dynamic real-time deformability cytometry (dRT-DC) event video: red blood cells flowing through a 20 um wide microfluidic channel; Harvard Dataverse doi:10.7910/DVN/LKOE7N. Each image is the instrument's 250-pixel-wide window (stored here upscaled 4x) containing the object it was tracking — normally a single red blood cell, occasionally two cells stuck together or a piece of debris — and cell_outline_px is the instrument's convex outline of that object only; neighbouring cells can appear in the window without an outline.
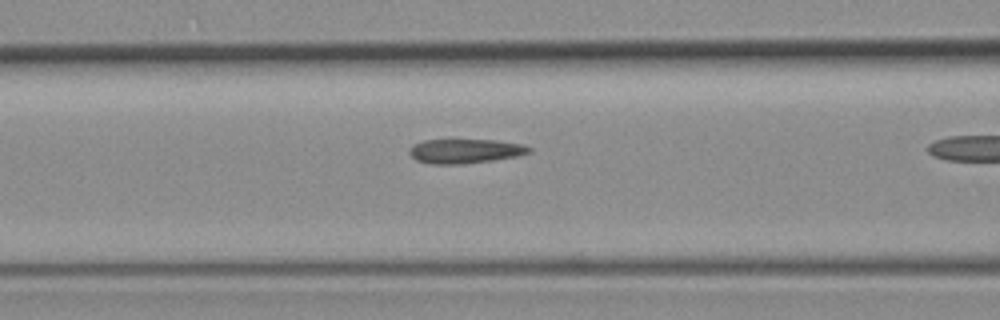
{"species": "common noctule bat (a hibernating species)", "species_latin": "Nyctalus noctula", "temperature_condition": "room temperature", "stored_images_in_passage": 18, "camera_frame_rate_fps": 3000, "um_per_image_px": 0.085, "animal": {"sex": "female", "body_mass_g": 19.3, "forearm_length_mm": 54.1}, "frame": {"image": 1, "passage_image": 13, "time_ms": 4.0, "image_size_px": [1000, 320], "cell_outline_px": [[532, 152], [516, 156], [492, 160], [464, 164], [428, 164], [416, 160], [408, 152], [408, 148], [412, 144], [424, 140], [496, 140], [524, 144], [532, 148]], "centroid_in_image_um": [39.52, 12.84], "position_along_channel_um": 127.1, "area_um2": 17.17}}
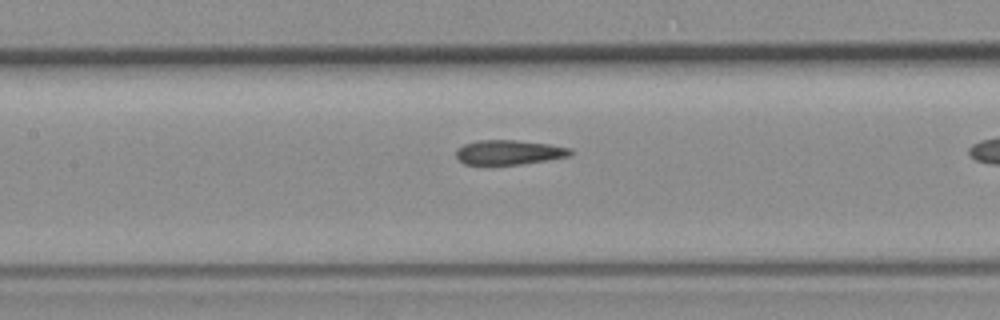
{"frame": {"image": 2, "passage_image": 16, "time_ms": 5.0, "image_size_px": [1000, 320], "cell_outline_px": [[572, 152], [568, 156], [548, 160], [520, 164], [464, 164], [456, 156], [456, 148], [464, 144], [480, 140], [516, 140], [548, 144], [572, 148]], "centroid_in_image_um": [43.25, 12.94], "position_along_channel_um": 164.1, "area_um2": 16.24}}